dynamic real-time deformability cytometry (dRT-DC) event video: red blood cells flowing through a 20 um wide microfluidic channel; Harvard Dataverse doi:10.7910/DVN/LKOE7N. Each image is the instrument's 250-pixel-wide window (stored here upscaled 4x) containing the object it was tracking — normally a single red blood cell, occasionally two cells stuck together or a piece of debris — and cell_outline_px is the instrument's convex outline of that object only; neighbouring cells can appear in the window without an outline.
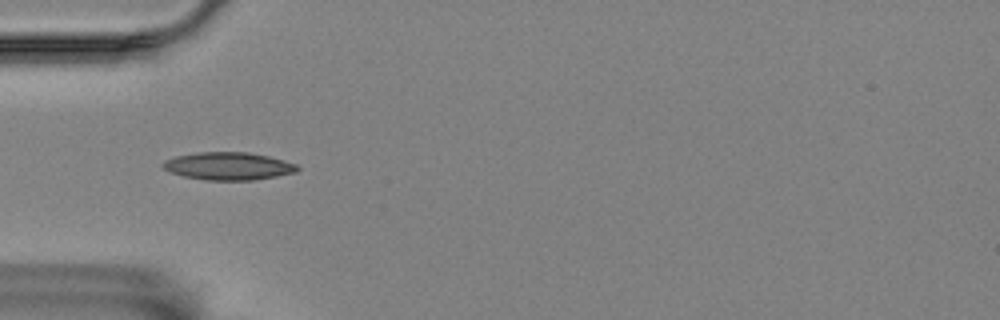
{"species": "Egyptian fruit bat (a non-hibernating species)", "species_latin": "Rousettus aegyptiacus", "temperature_condition": "room temperature", "stored_images_in_passage": 6, "camera_frame_rate_fps": 3000, "um_per_image_px": 0.085, "animal": {"sex": "female"}, "frame": {"image": 1, "passage_image": 5, "time_ms": 5.333, "image_size_px": [1000, 320], "cell_outline_px": [[300, 168], [296, 172], [276, 176], [252, 180], [204, 180], [184, 176], [172, 172], [164, 168], [160, 164], [164, 160], [176, 156], [196, 152], [248, 152], [268, 156], [284, 160], [296, 164]], "centroid_in_image_um": [19.41, 14.11], "position_along_channel_um": 65.6, "area_um2": 21.68}}
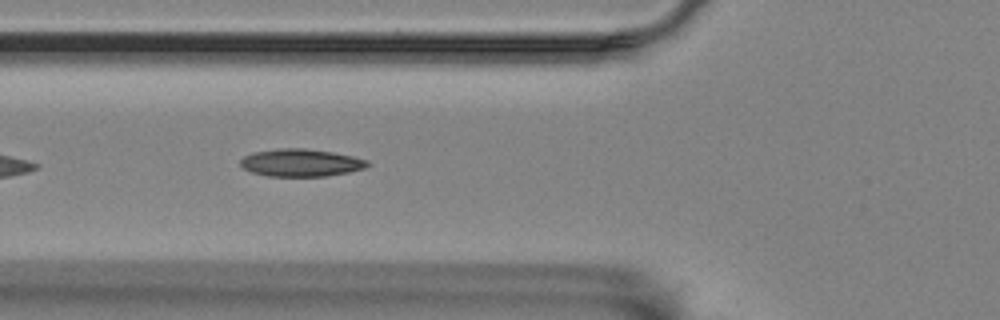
{"frame": {"image": 2, "passage_image": 6, "time_ms": 6.333, "image_size_px": [1000, 320], "cell_outline_px": [[368, 164], [364, 168], [348, 172], [324, 176], [268, 176], [252, 172], [244, 168], [240, 164], [240, 160], [244, 156], [252, 152], [284, 148], [304, 148], [332, 152], [352, 156], [368, 160]], "centroid_in_image_um": [25.55, 13.83], "position_along_channel_um": 100.3, "area_um2": 20.17}}